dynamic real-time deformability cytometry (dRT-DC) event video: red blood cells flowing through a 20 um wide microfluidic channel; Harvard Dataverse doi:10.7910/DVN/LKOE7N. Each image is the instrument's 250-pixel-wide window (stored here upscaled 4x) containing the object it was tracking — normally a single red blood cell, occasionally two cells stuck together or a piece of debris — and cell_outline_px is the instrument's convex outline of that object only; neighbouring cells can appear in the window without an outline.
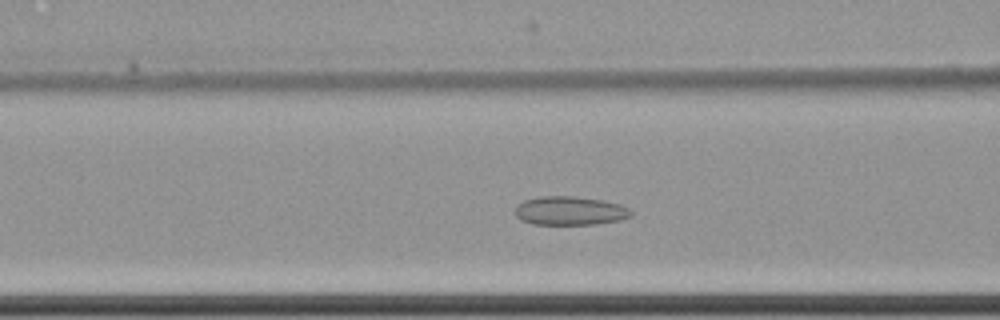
{"species": "common noctule bat (a hibernating species)", "species_latin": "Nyctalus noctula", "temperature_condition": "cold", "stored_images_in_passage": 56, "camera_frame_rate_fps": 3000, "um_per_image_px": 0.085, "animal": {"sex": "female", "body_mass_g": 22.7, "forearm_length_mm": 54.2}, "frame": {"image": 1, "passage_image": 21, "time_ms": 6.667, "image_size_px": [1000, 320], "cell_outline_px": [[632, 216], [620, 220], [596, 224], [532, 224], [520, 220], [516, 216], [516, 204], [524, 200], [540, 196], [572, 196], [600, 200], [620, 204], [628, 208], [632, 212]], "centroid_in_image_um": [48.42, 17.92], "position_along_channel_um": 118.2, "area_um2": 19.42}}
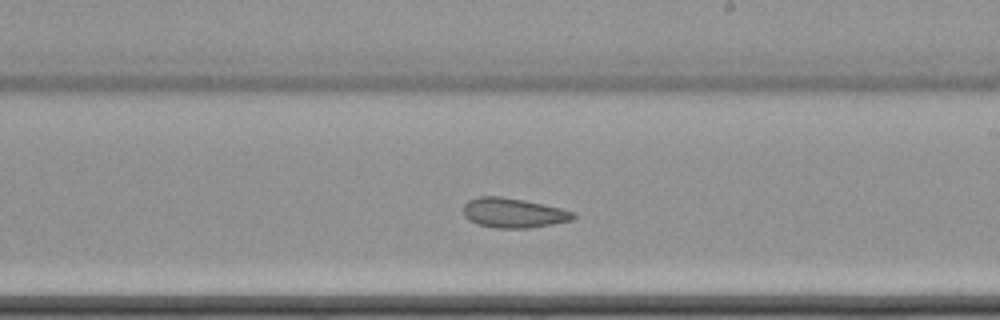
{"frame": {"image": 2, "passage_image": 32, "time_ms": 10.333, "image_size_px": [1000, 320], "cell_outline_px": [[576, 216], [572, 220], [552, 224], [528, 228], [496, 228], [480, 224], [464, 216], [464, 204], [468, 200], [480, 196], [500, 196], [524, 200], [544, 204], [576, 212]], "centroid_in_image_um": [43.67, 18.09], "position_along_channel_um": 245.3, "area_um2": 18.9}}
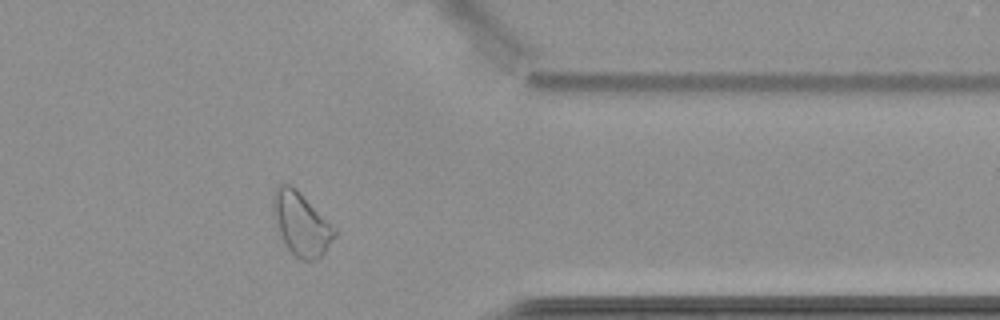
{"frame": {"image": 3, "passage_image": 45, "time_ms": 14.667, "image_size_px": [1000, 320], "cell_outline_px": [[336, 236], [324, 252], [316, 260], [300, 260], [284, 244], [276, 228], [272, 212], [272, 196], [276, 188], [280, 184], [292, 184], [336, 228]], "centroid_in_image_um": [25.57, 19.01], "position_along_channel_um": 385.8, "area_um2": 22.77}, "authors_computed_cell_mechanics": {"area_um2": 22.2241, "velocity_mm_per_s": 3.4702, "shape_relaxation_time_tau1_ms": null, "shape_relaxation_time_tau2_ms": 2.8546, "deformation_change_tau1": null, "deformation_change_tau2": 0.0825}}